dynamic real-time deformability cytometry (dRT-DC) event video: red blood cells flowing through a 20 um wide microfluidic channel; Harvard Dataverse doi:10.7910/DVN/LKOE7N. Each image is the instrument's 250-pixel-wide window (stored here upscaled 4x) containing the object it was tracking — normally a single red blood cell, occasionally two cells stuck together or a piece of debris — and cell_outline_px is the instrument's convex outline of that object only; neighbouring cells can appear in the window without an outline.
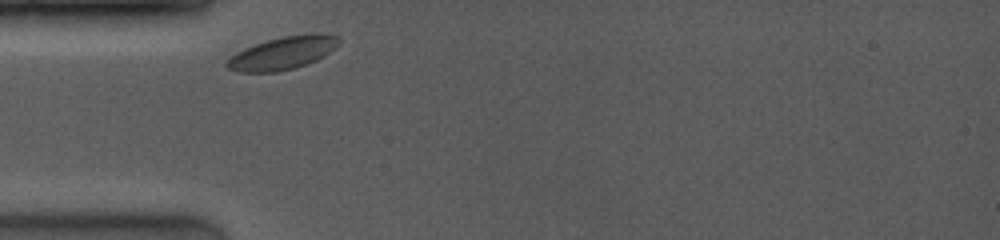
{"species": "common noctule bat (a hibernating species)", "species_latin": "Nyctalus noctula", "temperature_condition": "room temperature", "stored_images_in_passage": 4, "camera_frame_rate_fps": 4000, "um_per_image_px": 0.085, "animal": {"sex": "female", "body_mass_g": 19.0, "forearm_length_mm": 53.3}, "frame": {"image": 1, "passage_image": 1, "time_ms": 0.0, "image_size_px": [1000, 240], "cell_outline_px": [[340, 44], [336, 48], [324, 56], [308, 64], [296, 68], [276, 72], [236, 72], [228, 68], [224, 64], [224, 60], [236, 52], [244, 48], [268, 40], [284, 36], [312, 32], [316, 32], [340, 36]], "centroid_in_image_um": [24.05, 4.5], "position_along_channel_um": 60.9, "area_um2": 21.91}}